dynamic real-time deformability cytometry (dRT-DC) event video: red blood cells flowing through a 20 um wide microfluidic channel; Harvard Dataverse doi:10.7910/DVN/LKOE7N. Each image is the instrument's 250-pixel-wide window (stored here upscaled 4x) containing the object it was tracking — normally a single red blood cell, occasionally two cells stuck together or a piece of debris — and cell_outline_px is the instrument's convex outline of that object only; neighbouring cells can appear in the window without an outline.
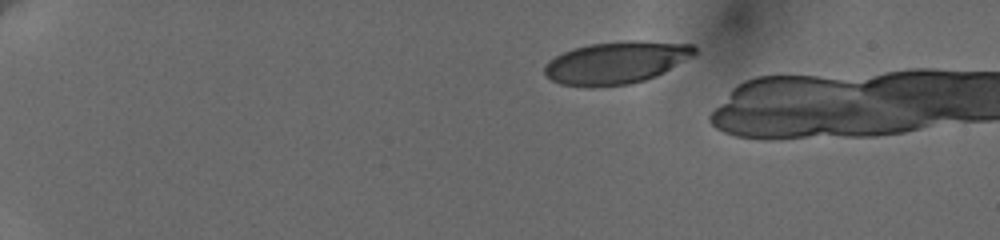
{"species": "human", "species_latin": "Homo sapiens", "temperature_condition": "cold", "stored_images_in_passage": 8, "camera_frame_rate_fps": 3000, "um_per_image_px": 0.085, "donor": {"sex": "female"}, "frame": {"image": 1, "passage_image": 1, "time_ms": 0.0, "image_size_px": [1000, 240], "cell_outline_px": [[696, 52], [692, 56], [656, 76], [644, 80], [628, 84], [560, 84], [552, 80], [544, 72], [544, 68], [556, 56], [564, 52], [576, 48], [592, 44], [692, 44], [696, 48]], "centroid_in_image_um": [52.36, 5.35], "position_along_channel_um": 32.6, "area_um2": 34.1}}